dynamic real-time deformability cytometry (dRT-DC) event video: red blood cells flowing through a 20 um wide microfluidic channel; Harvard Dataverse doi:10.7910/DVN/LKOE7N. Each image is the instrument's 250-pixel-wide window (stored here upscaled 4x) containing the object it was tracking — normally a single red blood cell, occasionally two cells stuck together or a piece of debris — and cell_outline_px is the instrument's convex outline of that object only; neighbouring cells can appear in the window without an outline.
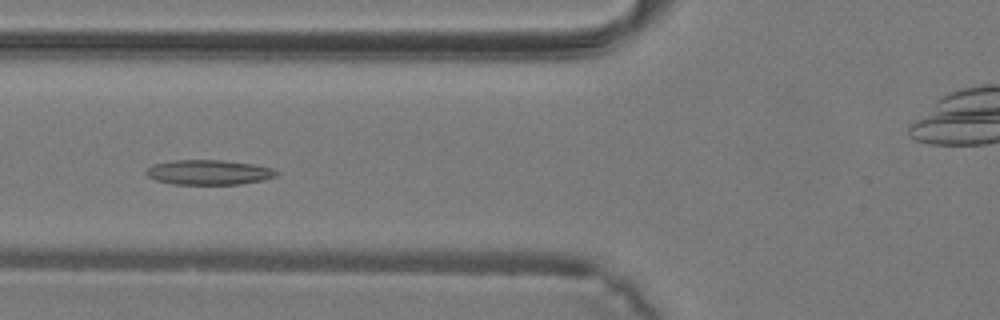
{"species": "common noctule bat (a hibernating species)", "species_latin": "Nyctalus noctula", "temperature_condition": "warm", "stored_images_in_passage": 39, "camera_frame_rate_fps": 3000, "um_per_image_px": 0.085, "animal": {"sex": "male", "body_mass_g": 19.2, "forearm_length_mm": 51.8}, "frame": {"image": 1, "passage_image": 14, "time_ms": 4.333, "image_size_px": [1000, 320], "cell_outline_px": [[280, 172], [276, 176], [264, 180], [240, 184], [172, 184], [156, 180], [148, 176], [144, 172], [152, 164], [176, 160], [224, 160], [252, 164], [272, 168]], "centroid_in_image_um": [17.75, 14.64], "position_along_channel_um": 108.0, "area_um2": 18.9}}
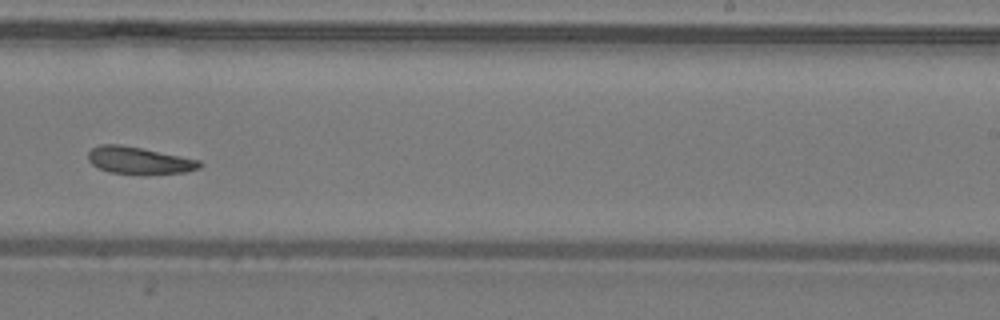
{"frame": {"image": 2, "passage_image": 24, "time_ms": 7.667, "image_size_px": [1000, 320], "cell_outline_px": [[204, 164], [200, 168], [188, 172], [144, 176], [108, 172], [92, 164], [88, 160], [88, 152], [92, 148], [100, 144], [120, 144], [200, 160]], "centroid_in_image_um": [11.85, 13.67], "position_along_channel_um": 277.1, "area_um2": 18.09}}
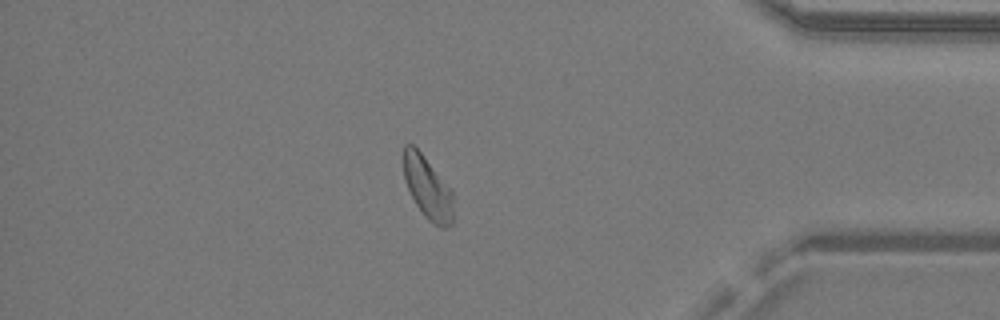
{"frame": {"image": 3, "passage_image": 33, "time_ms": 10.667, "image_size_px": [1000, 320], "cell_outline_px": [[452, 224], [448, 228], [440, 228], [428, 220], [424, 216], [416, 204], [404, 180], [404, 144], [412, 144], [420, 152], [452, 192]], "centroid_in_image_um": [36.34, 16.01], "position_along_channel_um": 398.9, "area_um2": 17.57}}